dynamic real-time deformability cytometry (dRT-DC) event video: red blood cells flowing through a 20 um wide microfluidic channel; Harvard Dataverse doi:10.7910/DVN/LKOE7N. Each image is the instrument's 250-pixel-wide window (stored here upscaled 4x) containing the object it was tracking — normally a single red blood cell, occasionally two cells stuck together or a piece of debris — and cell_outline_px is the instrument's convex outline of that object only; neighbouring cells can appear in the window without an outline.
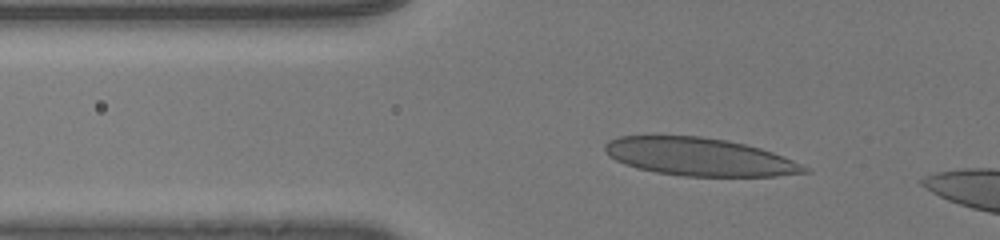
{"species": "human", "species_latin": "Homo sapiens", "temperature_condition": "room temperature", "stored_images_in_passage": 13, "camera_frame_rate_fps": 3000, "um_per_image_px": 0.085, "donor": {"sex": "male"}, "frame": {"image": 1, "passage_image": 8, "time_ms": 2.333, "image_size_px": [1000, 240], "cell_outline_px": [[812, 172], [776, 176], [684, 176], [656, 172], [636, 168], [624, 164], [608, 156], [604, 152], [604, 144], [608, 140], [620, 136], [700, 136], [728, 140], [760, 148], [772, 152], [812, 168]], "centroid_in_image_um": [59.45, 13.33], "position_along_channel_um": 66.4, "area_um2": 44.22}}